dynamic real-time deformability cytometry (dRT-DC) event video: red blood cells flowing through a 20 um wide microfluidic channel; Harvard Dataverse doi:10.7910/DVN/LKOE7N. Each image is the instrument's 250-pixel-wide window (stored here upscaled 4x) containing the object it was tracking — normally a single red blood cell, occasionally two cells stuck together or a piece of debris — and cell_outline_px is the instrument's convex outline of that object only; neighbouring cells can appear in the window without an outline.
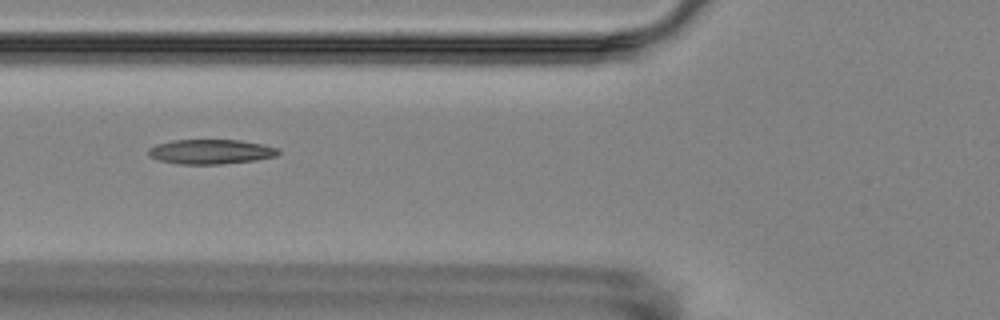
{"species": "Egyptian fruit bat (a non-hibernating species)", "species_latin": "Rousettus aegyptiacus", "temperature_condition": "room temperature", "stored_images_in_passage": 12, "camera_frame_rate_fps": 3000, "um_per_image_px": 0.085, "animal": {"sex": "female"}, "frame": {"image": 1, "passage_image": 3, "time_ms": 2.333, "image_size_px": [1000, 320], "cell_outline_px": [[280, 152], [276, 156], [256, 160], [220, 164], [180, 164], [160, 160], [148, 156], [148, 148], [156, 144], [172, 140], [240, 140], [280, 148]], "centroid_in_image_um": [17.91, 12.89], "position_along_channel_um": 107.9, "area_um2": 18.67}}
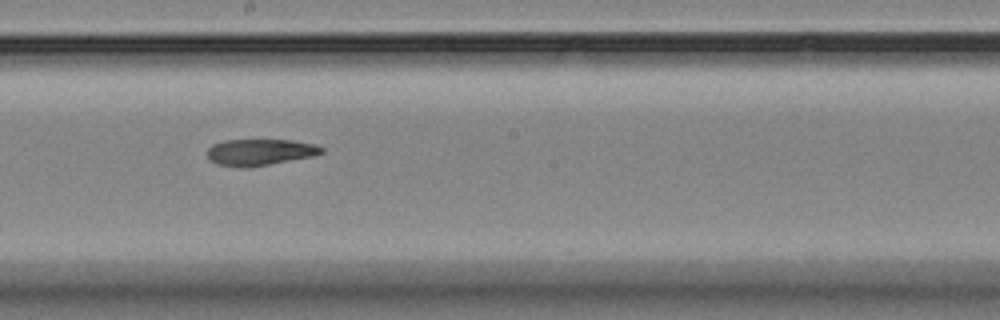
{"frame": {"image": 2, "passage_image": 6, "time_ms": 5.667, "image_size_px": [1000, 320], "cell_outline_px": [[324, 152], [312, 156], [248, 168], [244, 168], [216, 164], [208, 156], [208, 148], [212, 144], [224, 140], [292, 140], [316, 144], [324, 148]], "centroid_in_image_um": [22.1, 12.93], "position_along_channel_um": 226.1, "area_um2": 17.57}}
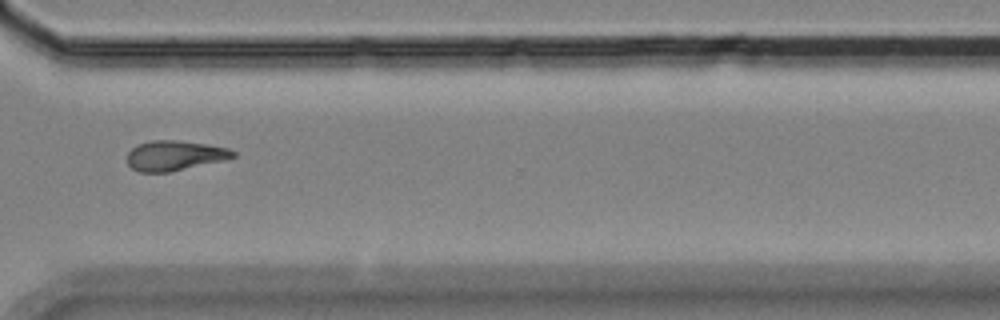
{"frame": {"image": 3, "passage_image": 9, "time_ms": 9.333, "image_size_px": [1000, 320], "cell_outline_px": [[236, 156], [172, 172], [140, 172], [132, 168], [128, 164], [128, 152], [136, 144], [152, 140], [176, 140], [208, 144], [228, 148], [236, 152]], "centroid_in_image_um": [14.81, 13.21], "position_along_channel_um": 355.8, "area_um2": 18.38}, "authors_computed_cell_mechanics": {"area_um2": 18.3804, "velocity_mm_per_s": 3.5231, "shape_relaxation_time_tau1_ms": null, "shape_relaxation_time_tau2_ms": 5.3794, "deformation_change_tau1": null, "deformation_change_tau2": 0.1221}}